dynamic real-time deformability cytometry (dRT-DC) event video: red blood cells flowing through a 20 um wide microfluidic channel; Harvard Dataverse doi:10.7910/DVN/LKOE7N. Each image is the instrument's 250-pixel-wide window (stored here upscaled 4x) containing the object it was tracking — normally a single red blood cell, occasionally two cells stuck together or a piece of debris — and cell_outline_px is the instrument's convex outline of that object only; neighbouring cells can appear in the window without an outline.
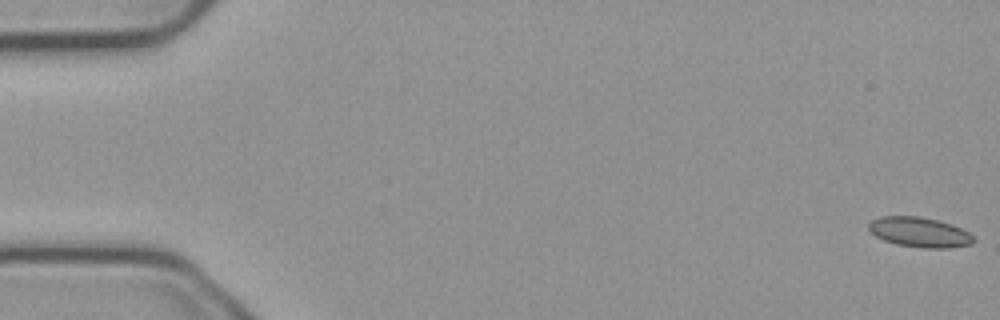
{"species": "common noctule bat (a hibernating species)", "species_latin": "Nyctalus noctula", "temperature_condition": "cold", "stored_images_in_passage": 20, "camera_frame_rate_fps": 3000, "um_per_image_px": 0.085, "animal": {"sex": "male", "body_mass_g": 23.1, "forearm_length_mm": 52.7}, "frame": {"image": 1, "passage_image": 1, "time_ms": 0.0, "image_size_px": [1000, 320], "cell_outline_px": [[976, 240], [972, 244], [948, 248], [924, 248], [896, 244], [884, 240], [876, 236], [868, 228], [868, 224], [872, 220], [880, 216], [920, 216], [940, 220], [952, 224], [968, 232]], "centroid_in_image_um": [78.17, 19.73], "position_along_channel_um": 6.8, "area_um2": 18.38}}
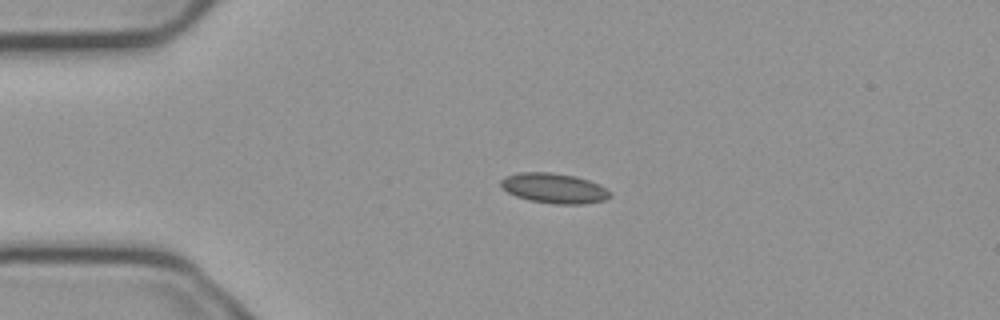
{"frame": {"image": 2, "passage_image": 13, "time_ms": 4.0, "image_size_px": [1000, 320], "cell_outline_px": [[612, 196], [604, 200], [584, 204], [556, 204], [528, 200], [516, 196], [508, 192], [500, 184], [500, 180], [504, 176], [516, 172], [552, 172], [576, 176], [600, 184], [612, 192]], "centroid_in_image_um": [47.11, 15.99], "position_along_channel_um": 37.9, "area_um2": 19.36}}
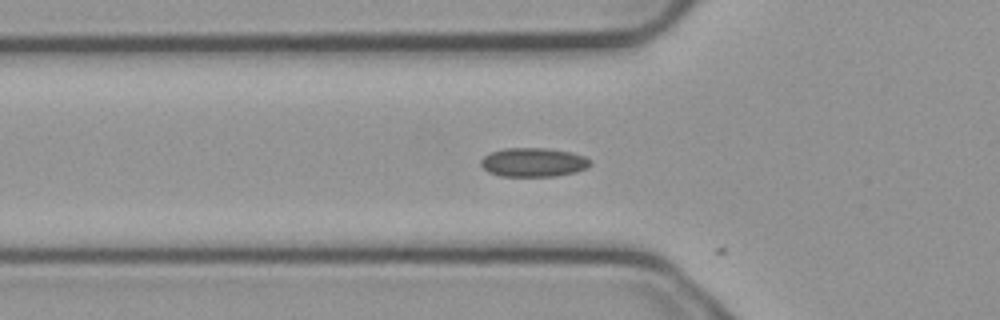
{"frame": {"image": 3, "passage_image": 19, "time_ms": 6.0, "image_size_px": [1000, 320], "cell_outline_px": [[592, 164], [576, 172], [556, 176], [500, 176], [488, 172], [480, 164], [480, 160], [484, 156], [492, 152], [504, 148], [548, 148], [572, 152], [584, 156], [592, 160]], "centroid_in_image_um": [45.35, 13.79], "position_along_channel_um": 80.5, "area_um2": 18.55}}